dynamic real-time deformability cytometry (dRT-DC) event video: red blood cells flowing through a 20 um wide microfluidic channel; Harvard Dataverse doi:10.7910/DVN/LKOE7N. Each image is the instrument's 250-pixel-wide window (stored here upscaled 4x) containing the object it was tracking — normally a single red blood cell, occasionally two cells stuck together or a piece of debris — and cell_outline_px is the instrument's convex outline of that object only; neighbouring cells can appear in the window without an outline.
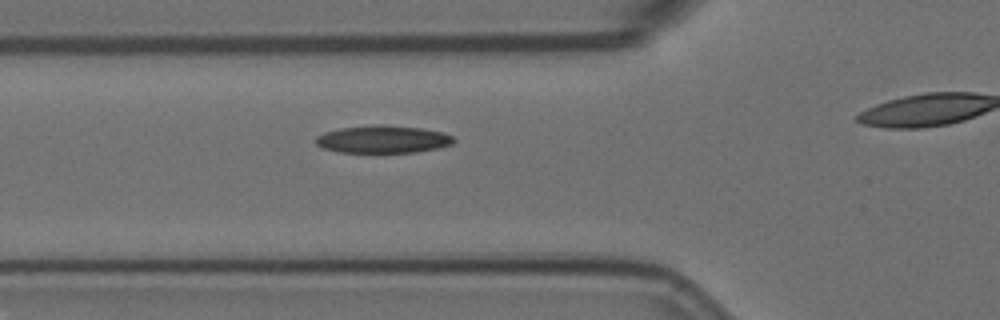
{"species": "Egyptian fruit bat (a non-hibernating species)", "species_latin": "Rousettus aegyptiacus", "temperature_condition": "room temperature", "stored_images_in_passage": 5, "segment_of_instrument_passage": [1, 2], "camera_frame_rate_fps": 3000, "um_per_image_px": 0.085, "animal": {"sex": "female"}, "frame": {"image": 1, "passage_image": 4, "time_ms": 1.0, "image_size_px": [1000, 320], "cell_outline_px": [[456, 140], [452, 144], [440, 148], [416, 152], [340, 152], [324, 148], [316, 144], [316, 136], [324, 132], [340, 128], [372, 124], [384, 124], [424, 128], [444, 132], [452, 136]], "centroid_in_image_um": [32.59, 11.82], "position_along_channel_um": 93.2, "area_um2": 22.43}}